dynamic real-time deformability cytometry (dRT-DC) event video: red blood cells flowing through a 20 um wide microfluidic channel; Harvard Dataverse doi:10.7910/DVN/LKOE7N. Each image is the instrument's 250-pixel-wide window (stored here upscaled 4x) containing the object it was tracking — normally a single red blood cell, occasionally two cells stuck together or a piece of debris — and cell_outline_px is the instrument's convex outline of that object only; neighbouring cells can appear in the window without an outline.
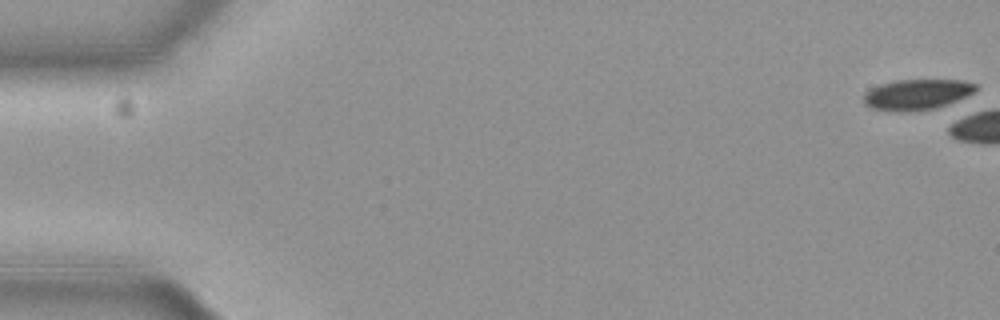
{"species": "common noctule bat (a hibernating species)", "species_latin": "Nyctalus noctula", "temperature_condition": "cold", "stored_images_in_passage": 3, "camera_frame_rate_fps": 3000, "um_per_image_px": 0.085, "animal": {"sex": "female", "body_mass_g": 19.3, "forearm_length_mm": 54.1}, "frame": {"image": 1, "passage_image": 1, "time_ms": 0.0, "image_size_px": [1000, 320], "cell_outline_px": [[976, 88], [972, 92], [956, 100], [936, 108], [912, 112], [896, 112], [868, 108], [864, 104], [864, 92], [880, 84], [896, 80], [964, 80], [976, 84]], "centroid_in_image_um": [77.86, 8.04], "position_along_channel_um": 7.1, "area_um2": 20.0}}